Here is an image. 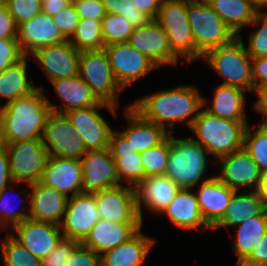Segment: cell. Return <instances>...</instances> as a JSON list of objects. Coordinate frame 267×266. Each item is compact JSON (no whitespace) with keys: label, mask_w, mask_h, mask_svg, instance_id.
I'll use <instances>...</instances> for the list:
<instances>
[{"label":"cell","mask_w":267,"mask_h":266,"mask_svg":"<svg viewBox=\"0 0 267 266\" xmlns=\"http://www.w3.org/2000/svg\"><path fill=\"white\" fill-rule=\"evenodd\" d=\"M125 116L128 127L119 131L130 143L133 151L142 153L151 147L161 144L173 130H167L156 123L145 120L131 106H127Z\"/></svg>","instance_id":"obj_27"},{"label":"cell","mask_w":267,"mask_h":266,"mask_svg":"<svg viewBox=\"0 0 267 266\" xmlns=\"http://www.w3.org/2000/svg\"><path fill=\"white\" fill-rule=\"evenodd\" d=\"M252 79L254 88L267 85V56L252 58Z\"/></svg>","instance_id":"obj_52"},{"label":"cell","mask_w":267,"mask_h":266,"mask_svg":"<svg viewBox=\"0 0 267 266\" xmlns=\"http://www.w3.org/2000/svg\"><path fill=\"white\" fill-rule=\"evenodd\" d=\"M246 90L220 84L215 91L212 106L206 107L207 100L203 97V107L209 113L233 121L248 122L245 115V97Z\"/></svg>","instance_id":"obj_32"},{"label":"cell","mask_w":267,"mask_h":266,"mask_svg":"<svg viewBox=\"0 0 267 266\" xmlns=\"http://www.w3.org/2000/svg\"><path fill=\"white\" fill-rule=\"evenodd\" d=\"M238 266H267V231Z\"/></svg>","instance_id":"obj_50"},{"label":"cell","mask_w":267,"mask_h":266,"mask_svg":"<svg viewBox=\"0 0 267 266\" xmlns=\"http://www.w3.org/2000/svg\"><path fill=\"white\" fill-rule=\"evenodd\" d=\"M113 75L124 90L158 66L146 55L132 48L128 42L106 45Z\"/></svg>","instance_id":"obj_12"},{"label":"cell","mask_w":267,"mask_h":266,"mask_svg":"<svg viewBox=\"0 0 267 266\" xmlns=\"http://www.w3.org/2000/svg\"><path fill=\"white\" fill-rule=\"evenodd\" d=\"M80 52L69 40L37 49L33 55L50 81L78 75Z\"/></svg>","instance_id":"obj_17"},{"label":"cell","mask_w":267,"mask_h":266,"mask_svg":"<svg viewBox=\"0 0 267 266\" xmlns=\"http://www.w3.org/2000/svg\"><path fill=\"white\" fill-rule=\"evenodd\" d=\"M102 108H107L117 116V107L102 101L97 106L73 109L64 113L70 120L76 133L83 139L87 151L106 149L109 146L112 128L100 113L97 112V110Z\"/></svg>","instance_id":"obj_11"},{"label":"cell","mask_w":267,"mask_h":266,"mask_svg":"<svg viewBox=\"0 0 267 266\" xmlns=\"http://www.w3.org/2000/svg\"><path fill=\"white\" fill-rule=\"evenodd\" d=\"M248 124L217 117L202 107L190 129L197 136L193 140L213 154L215 159H219L243 148Z\"/></svg>","instance_id":"obj_3"},{"label":"cell","mask_w":267,"mask_h":266,"mask_svg":"<svg viewBox=\"0 0 267 266\" xmlns=\"http://www.w3.org/2000/svg\"><path fill=\"white\" fill-rule=\"evenodd\" d=\"M135 8L147 14L151 19H155L163 0H133Z\"/></svg>","instance_id":"obj_54"},{"label":"cell","mask_w":267,"mask_h":266,"mask_svg":"<svg viewBox=\"0 0 267 266\" xmlns=\"http://www.w3.org/2000/svg\"><path fill=\"white\" fill-rule=\"evenodd\" d=\"M106 13L122 15L134 27L148 23L151 18L135 8L133 0H101Z\"/></svg>","instance_id":"obj_42"},{"label":"cell","mask_w":267,"mask_h":266,"mask_svg":"<svg viewBox=\"0 0 267 266\" xmlns=\"http://www.w3.org/2000/svg\"><path fill=\"white\" fill-rule=\"evenodd\" d=\"M100 219L95 193H80L69 197L60 224L64 238L81 243Z\"/></svg>","instance_id":"obj_14"},{"label":"cell","mask_w":267,"mask_h":266,"mask_svg":"<svg viewBox=\"0 0 267 266\" xmlns=\"http://www.w3.org/2000/svg\"><path fill=\"white\" fill-rule=\"evenodd\" d=\"M71 3L72 0H44L42 1V12L54 17Z\"/></svg>","instance_id":"obj_56"},{"label":"cell","mask_w":267,"mask_h":266,"mask_svg":"<svg viewBox=\"0 0 267 266\" xmlns=\"http://www.w3.org/2000/svg\"><path fill=\"white\" fill-rule=\"evenodd\" d=\"M237 227L233 250L238 257L236 263L238 266L267 231V210L263 214L244 220Z\"/></svg>","instance_id":"obj_35"},{"label":"cell","mask_w":267,"mask_h":266,"mask_svg":"<svg viewBox=\"0 0 267 266\" xmlns=\"http://www.w3.org/2000/svg\"><path fill=\"white\" fill-rule=\"evenodd\" d=\"M80 18L102 21L106 15L105 7L101 0H72Z\"/></svg>","instance_id":"obj_49"},{"label":"cell","mask_w":267,"mask_h":266,"mask_svg":"<svg viewBox=\"0 0 267 266\" xmlns=\"http://www.w3.org/2000/svg\"><path fill=\"white\" fill-rule=\"evenodd\" d=\"M256 192L265 200L267 203V172L261 174L259 185Z\"/></svg>","instance_id":"obj_57"},{"label":"cell","mask_w":267,"mask_h":266,"mask_svg":"<svg viewBox=\"0 0 267 266\" xmlns=\"http://www.w3.org/2000/svg\"><path fill=\"white\" fill-rule=\"evenodd\" d=\"M202 59L225 79L221 84L253 93L252 58L241 35L229 44L209 50Z\"/></svg>","instance_id":"obj_4"},{"label":"cell","mask_w":267,"mask_h":266,"mask_svg":"<svg viewBox=\"0 0 267 266\" xmlns=\"http://www.w3.org/2000/svg\"><path fill=\"white\" fill-rule=\"evenodd\" d=\"M78 75L100 101L117 107V97L124 90L113 75L105 48L81 51Z\"/></svg>","instance_id":"obj_8"},{"label":"cell","mask_w":267,"mask_h":266,"mask_svg":"<svg viewBox=\"0 0 267 266\" xmlns=\"http://www.w3.org/2000/svg\"><path fill=\"white\" fill-rule=\"evenodd\" d=\"M142 227V223H112L99 219L81 244L98 255L128 241Z\"/></svg>","instance_id":"obj_26"},{"label":"cell","mask_w":267,"mask_h":266,"mask_svg":"<svg viewBox=\"0 0 267 266\" xmlns=\"http://www.w3.org/2000/svg\"><path fill=\"white\" fill-rule=\"evenodd\" d=\"M63 266H101L100 255L79 243Z\"/></svg>","instance_id":"obj_47"},{"label":"cell","mask_w":267,"mask_h":266,"mask_svg":"<svg viewBox=\"0 0 267 266\" xmlns=\"http://www.w3.org/2000/svg\"><path fill=\"white\" fill-rule=\"evenodd\" d=\"M6 3V0H0V6L5 4Z\"/></svg>","instance_id":"obj_59"},{"label":"cell","mask_w":267,"mask_h":266,"mask_svg":"<svg viewBox=\"0 0 267 266\" xmlns=\"http://www.w3.org/2000/svg\"><path fill=\"white\" fill-rule=\"evenodd\" d=\"M253 93L257 94L258 100L255 102L254 107L264 118L261 125L267 123V85L254 88Z\"/></svg>","instance_id":"obj_55"},{"label":"cell","mask_w":267,"mask_h":266,"mask_svg":"<svg viewBox=\"0 0 267 266\" xmlns=\"http://www.w3.org/2000/svg\"><path fill=\"white\" fill-rule=\"evenodd\" d=\"M181 188L166 175L144 178L136 187V204L143 223L142 203L151 212L162 214Z\"/></svg>","instance_id":"obj_22"},{"label":"cell","mask_w":267,"mask_h":266,"mask_svg":"<svg viewBox=\"0 0 267 266\" xmlns=\"http://www.w3.org/2000/svg\"><path fill=\"white\" fill-rule=\"evenodd\" d=\"M187 14L195 47L202 56L237 37L207 0H187Z\"/></svg>","instance_id":"obj_6"},{"label":"cell","mask_w":267,"mask_h":266,"mask_svg":"<svg viewBox=\"0 0 267 266\" xmlns=\"http://www.w3.org/2000/svg\"><path fill=\"white\" fill-rule=\"evenodd\" d=\"M28 56L0 72V98L14 101L34 92L38 87L27 79Z\"/></svg>","instance_id":"obj_34"},{"label":"cell","mask_w":267,"mask_h":266,"mask_svg":"<svg viewBox=\"0 0 267 266\" xmlns=\"http://www.w3.org/2000/svg\"><path fill=\"white\" fill-rule=\"evenodd\" d=\"M155 20L163 28L177 58L186 61L203 58L195 47L187 14V0H163Z\"/></svg>","instance_id":"obj_7"},{"label":"cell","mask_w":267,"mask_h":266,"mask_svg":"<svg viewBox=\"0 0 267 266\" xmlns=\"http://www.w3.org/2000/svg\"><path fill=\"white\" fill-rule=\"evenodd\" d=\"M50 82L59 99L63 101V105L58 107L47 98L53 112L64 114L73 109L97 106L101 102L79 75Z\"/></svg>","instance_id":"obj_25"},{"label":"cell","mask_w":267,"mask_h":266,"mask_svg":"<svg viewBox=\"0 0 267 266\" xmlns=\"http://www.w3.org/2000/svg\"><path fill=\"white\" fill-rule=\"evenodd\" d=\"M69 41L79 51L104 48L101 21L80 18L76 31Z\"/></svg>","instance_id":"obj_36"},{"label":"cell","mask_w":267,"mask_h":266,"mask_svg":"<svg viewBox=\"0 0 267 266\" xmlns=\"http://www.w3.org/2000/svg\"><path fill=\"white\" fill-rule=\"evenodd\" d=\"M53 17L39 13L17 28V41L24 56L31 55L37 49L66 41Z\"/></svg>","instance_id":"obj_20"},{"label":"cell","mask_w":267,"mask_h":266,"mask_svg":"<svg viewBox=\"0 0 267 266\" xmlns=\"http://www.w3.org/2000/svg\"><path fill=\"white\" fill-rule=\"evenodd\" d=\"M5 4L17 26L42 12L41 0H6Z\"/></svg>","instance_id":"obj_43"},{"label":"cell","mask_w":267,"mask_h":266,"mask_svg":"<svg viewBox=\"0 0 267 266\" xmlns=\"http://www.w3.org/2000/svg\"><path fill=\"white\" fill-rule=\"evenodd\" d=\"M83 193H95L121 185L109 148L89 150L80 159Z\"/></svg>","instance_id":"obj_15"},{"label":"cell","mask_w":267,"mask_h":266,"mask_svg":"<svg viewBox=\"0 0 267 266\" xmlns=\"http://www.w3.org/2000/svg\"><path fill=\"white\" fill-rule=\"evenodd\" d=\"M162 215H166L175 226L185 230L197 227L211 229L200 213L198 200L191 188H181Z\"/></svg>","instance_id":"obj_30"},{"label":"cell","mask_w":267,"mask_h":266,"mask_svg":"<svg viewBox=\"0 0 267 266\" xmlns=\"http://www.w3.org/2000/svg\"><path fill=\"white\" fill-rule=\"evenodd\" d=\"M170 146L169 135L161 144L140 153L146 177L165 174Z\"/></svg>","instance_id":"obj_39"},{"label":"cell","mask_w":267,"mask_h":266,"mask_svg":"<svg viewBox=\"0 0 267 266\" xmlns=\"http://www.w3.org/2000/svg\"><path fill=\"white\" fill-rule=\"evenodd\" d=\"M2 266H42V260L28 251L11 232L0 242Z\"/></svg>","instance_id":"obj_37"},{"label":"cell","mask_w":267,"mask_h":266,"mask_svg":"<svg viewBox=\"0 0 267 266\" xmlns=\"http://www.w3.org/2000/svg\"><path fill=\"white\" fill-rule=\"evenodd\" d=\"M267 203L256 192H234L222 218L211 228L235 227L244 220L263 214Z\"/></svg>","instance_id":"obj_31"},{"label":"cell","mask_w":267,"mask_h":266,"mask_svg":"<svg viewBox=\"0 0 267 266\" xmlns=\"http://www.w3.org/2000/svg\"><path fill=\"white\" fill-rule=\"evenodd\" d=\"M40 182L54 187L69 198L83 193L82 166L78 159L49 156Z\"/></svg>","instance_id":"obj_23"},{"label":"cell","mask_w":267,"mask_h":266,"mask_svg":"<svg viewBox=\"0 0 267 266\" xmlns=\"http://www.w3.org/2000/svg\"><path fill=\"white\" fill-rule=\"evenodd\" d=\"M259 11L252 23L249 26H258L254 32L250 33L248 45L246 48L247 53L251 58H258L267 56V10L264 12Z\"/></svg>","instance_id":"obj_41"},{"label":"cell","mask_w":267,"mask_h":266,"mask_svg":"<svg viewBox=\"0 0 267 266\" xmlns=\"http://www.w3.org/2000/svg\"><path fill=\"white\" fill-rule=\"evenodd\" d=\"M127 42L132 48L146 55L158 67L165 64L176 66L178 63V58L171 50L163 28L155 19L134 28Z\"/></svg>","instance_id":"obj_16"},{"label":"cell","mask_w":267,"mask_h":266,"mask_svg":"<svg viewBox=\"0 0 267 266\" xmlns=\"http://www.w3.org/2000/svg\"><path fill=\"white\" fill-rule=\"evenodd\" d=\"M104 44L127 42L134 27L122 15L106 13L101 21Z\"/></svg>","instance_id":"obj_40"},{"label":"cell","mask_w":267,"mask_h":266,"mask_svg":"<svg viewBox=\"0 0 267 266\" xmlns=\"http://www.w3.org/2000/svg\"><path fill=\"white\" fill-rule=\"evenodd\" d=\"M130 106L145 120L165 129H172L177 122H187L190 128L203 107V96L196 87L184 85L143 96Z\"/></svg>","instance_id":"obj_1"},{"label":"cell","mask_w":267,"mask_h":266,"mask_svg":"<svg viewBox=\"0 0 267 266\" xmlns=\"http://www.w3.org/2000/svg\"><path fill=\"white\" fill-rule=\"evenodd\" d=\"M196 192L199 210L207 225L212 228L223 216L235 190L216 176L203 179Z\"/></svg>","instance_id":"obj_24"},{"label":"cell","mask_w":267,"mask_h":266,"mask_svg":"<svg viewBox=\"0 0 267 266\" xmlns=\"http://www.w3.org/2000/svg\"><path fill=\"white\" fill-rule=\"evenodd\" d=\"M10 183L19 184V182H13L11 178L7 151L3 145H0V191Z\"/></svg>","instance_id":"obj_53"},{"label":"cell","mask_w":267,"mask_h":266,"mask_svg":"<svg viewBox=\"0 0 267 266\" xmlns=\"http://www.w3.org/2000/svg\"><path fill=\"white\" fill-rule=\"evenodd\" d=\"M32 191L28 195L29 219L37 222H50L60 225L65 213L68 197L40 181L29 184Z\"/></svg>","instance_id":"obj_21"},{"label":"cell","mask_w":267,"mask_h":266,"mask_svg":"<svg viewBox=\"0 0 267 266\" xmlns=\"http://www.w3.org/2000/svg\"><path fill=\"white\" fill-rule=\"evenodd\" d=\"M61 34L69 40L76 31L80 17L73 3L53 17Z\"/></svg>","instance_id":"obj_45"},{"label":"cell","mask_w":267,"mask_h":266,"mask_svg":"<svg viewBox=\"0 0 267 266\" xmlns=\"http://www.w3.org/2000/svg\"><path fill=\"white\" fill-rule=\"evenodd\" d=\"M170 133L171 146L165 174L180 188H194L203 177L209 152L193 139H175Z\"/></svg>","instance_id":"obj_5"},{"label":"cell","mask_w":267,"mask_h":266,"mask_svg":"<svg viewBox=\"0 0 267 266\" xmlns=\"http://www.w3.org/2000/svg\"><path fill=\"white\" fill-rule=\"evenodd\" d=\"M108 148L115 160L120 181L125 180V183L135 188L146 178L140 153L133 151L130 143L119 131L112 130Z\"/></svg>","instance_id":"obj_28"},{"label":"cell","mask_w":267,"mask_h":266,"mask_svg":"<svg viewBox=\"0 0 267 266\" xmlns=\"http://www.w3.org/2000/svg\"><path fill=\"white\" fill-rule=\"evenodd\" d=\"M41 139L52 157L80 160L87 152L83 139L65 114L52 111L48 115Z\"/></svg>","instance_id":"obj_10"},{"label":"cell","mask_w":267,"mask_h":266,"mask_svg":"<svg viewBox=\"0 0 267 266\" xmlns=\"http://www.w3.org/2000/svg\"><path fill=\"white\" fill-rule=\"evenodd\" d=\"M0 145H3L7 151L13 182H26L29 185L41 180L49 158L42 139L15 141Z\"/></svg>","instance_id":"obj_9"},{"label":"cell","mask_w":267,"mask_h":266,"mask_svg":"<svg viewBox=\"0 0 267 266\" xmlns=\"http://www.w3.org/2000/svg\"><path fill=\"white\" fill-rule=\"evenodd\" d=\"M17 28L14 18L6 4L0 6V39H17Z\"/></svg>","instance_id":"obj_51"},{"label":"cell","mask_w":267,"mask_h":266,"mask_svg":"<svg viewBox=\"0 0 267 266\" xmlns=\"http://www.w3.org/2000/svg\"><path fill=\"white\" fill-rule=\"evenodd\" d=\"M51 108L40 88L0 107V144L41 139Z\"/></svg>","instance_id":"obj_2"},{"label":"cell","mask_w":267,"mask_h":266,"mask_svg":"<svg viewBox=\"0 0 267 266\" xmlns=\"http://www.w3.org/2000/svg\"><path fill=\"white\" fill-rule=\"evenodd\" d=\"M221 20L235 33L254 20L259 10L251 0H207Z\"/></svg>","instance_id":"obj_33"},{"label":"cell","mask_w":267,"mask_h":266,"mask_svg":"<svg viewBox=\"0 0 267 266\" xmlns=\"http://www.w3.org/2000/svg\"><path fill=\"white\" fill-rule=\"evenodd\" d=\"M216 160L217 164H220V172L215 176L221 182L235 191H238L239 187L256 191L262 173L243 148Z\"/></svg>","instance_id":"obj_18"},{"label":"cell","mask_w":267,"mask_h":266,"mask_svg":"<svg viewBox=\"0 0 267 266\" xmlns=\"http://www.w3.org/2000/svg\"><path fill=\"white\" fill-rule=\"evenodd\" d=\"M95 192L100 219L112 223H142L136 204L135 188L125 184Z\"/></svg>","instance_id":"obj_13"},{"label":"cell","mask_w":267,"mask_h":266,"mask_svg":"<svg viewBox=\"0 0 267 266\" xmlns=\"http://www.w3.org/2000/svg\"><path fill=\"white\" fill-rule=\"evenodd\" d=\"M23 57L17 39H0V72Z\"/></svg>","instance_id":"obj_48"},{"label":"cell","mask_w":267,"mask_h":266,"mask_svg":"<svg viewBox=\"0 0 267 266\" xmlns=\"http://www.w3.org/2000/svg\"><path fill=\"white\" fill-rule=\"evenodd\" d=\"M10 188L4 187L0 191V226L5 227L9 225L13 228L23 222L24 220L29 219V214H26L24 210H17L13 207H11L10 204V197L8 199V192Z\"/></svg>","instance_id":"obj_44"},{"label":"cell","mask_w":267,"mask_h":266,"mask_svg":"<svg viewBox=\"0 0 267 266\" xmlns=\"http://www.w3.org/2000/svg\"><path fill=\"white\" fill-rule=\"evenodd\" d=\"M11 233L35 257L44 259L63 238L60 225L50 222L24 220L13 228Z\"/></svg>","instance_id":"obj_19"},{"label":"cell","mask_w":267,"mask_h":266,"mask_svg":"<svg viewBox=\"0 0 267 266\" xmlns=\"http://www.w3.org/2000/svg\"><path fill=\"white\" fill-rule=\"evenodd\" d=\"M155 240L141 229L128 241L100 255L101 266H142Z\"/></svg>","instance_id":"obj_29"},{"label":"cell","mask_w":267,"mask_h":266,"mask_svg":"<svg viewBox=\"0 0 267 266\" xmlns=\"http://www.w3.org/2000/svg\"><path fill=\"white\" fill-rule=\"evenodd\" d=\"M248 124L244 133L243 149L251 156L261 173L267 172V126L259 124L251 132Z\"/></svg>","instance_id":"obj_38"},{"label":"cell","mask_w":267,"mask_h":266,"mask_svg":"<svg viewBox=\"0 0 267 266\" xmlns=\"http://www.w3.org/2000/svg\"><path fill=\"white\" fill-rule=\"evenodd\" d=\"M79 244L78 241L62 238L58 245L44 259L42 266H63L73 249Z\"/></svg>","instance_id":"obj_46"},{"label":"cell","mask_w":267,"mask_h":266,"mask_svg":"<svg viewBox=\"0 0 267 266\" xmlns=\"http://www.w3.org/2000/svg\"><path fill=\"white\" fill-rule=\"evenodd\" d=\"M253 5L259 10L267 7V0H251Z\"/></svg>","instance_id":"obj_58"}]
</instances>
